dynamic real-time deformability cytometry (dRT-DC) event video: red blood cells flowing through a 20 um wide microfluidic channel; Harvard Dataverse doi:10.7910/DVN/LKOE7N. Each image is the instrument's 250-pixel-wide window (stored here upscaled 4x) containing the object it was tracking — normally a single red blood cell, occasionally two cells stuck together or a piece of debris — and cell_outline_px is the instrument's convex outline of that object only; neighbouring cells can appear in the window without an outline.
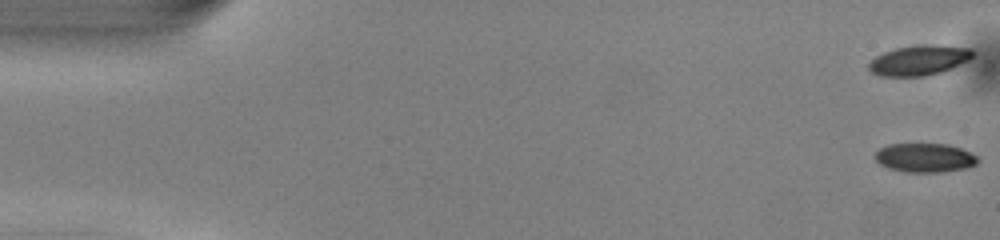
{"species": "common noctule bat (a hibernating species)", "species_latin": "Nyctalus noctula", "temperature_condition": "warm", "stored_images_in_passage": 51, "camera_frame_rate_fps": 3000, "um_per_image_px": 0.085, "animal": {"sex": "male", "body_mass_g": 13.0, "forearm_length_mm": 53.1}, "frame": {"image": 1, "passage_image": 1, "time_ms": 0.0, "image_size_px": [1000, 240], "cell_outline_px": [[980, 160], [976, 164], [968, 168], [940, 172], [904, 172], [888, 168], [880, 164], [876, 160], [876, 152], [880, 148], [888, 144], [948, 144], [960, 148], [976, 156]], "centroid_in_image_um": [78.62, 13.41], "position_along_channel_um": 6.4, "area_um2": 17.34}}